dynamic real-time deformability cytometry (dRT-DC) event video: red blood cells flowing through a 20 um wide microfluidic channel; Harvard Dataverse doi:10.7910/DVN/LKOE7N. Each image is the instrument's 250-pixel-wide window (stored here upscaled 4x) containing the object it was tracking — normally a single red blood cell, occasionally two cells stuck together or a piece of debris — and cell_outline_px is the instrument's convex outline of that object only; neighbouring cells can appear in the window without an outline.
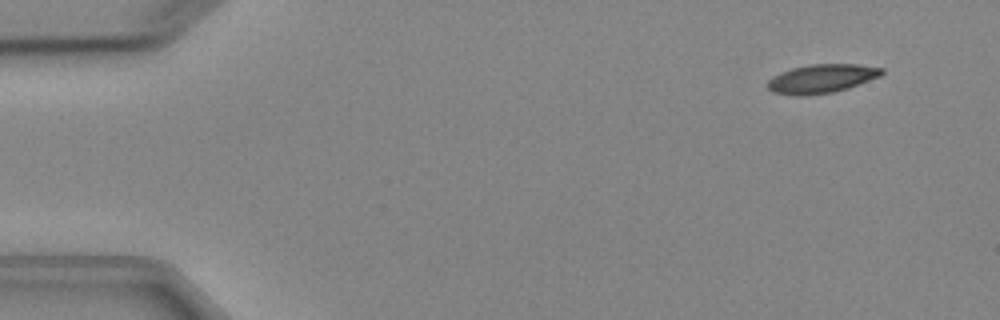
{"species": "Egyptian fruit bat (a non-hibernating species)", "species_latin": "Rousettus aegyptiacus", "temperature_condition": "cold", "stored_images_in_passage": 5, "camera_frame_rate_fps": 3000, "um_per_image_px": 0.085, "animal": {"sex": "female"}, "frame": {"image": 1, "passage_image": 1, "time_ms": 0.0, "image_size_px": [1000, 320], "cell_outline_px": [[884, 72], [880, 76], [848, 88], [832, 92], [804, 96], [796, 96], [772, 92], [764, 84], [772, 76], [780, 72], [792, 68], [808, 64], [856, 64], [884, 68]], "centroid_in_image_um": [69.79, 6.68], "position_along_channel_um": 15.2, "area_um2": 19.31}}
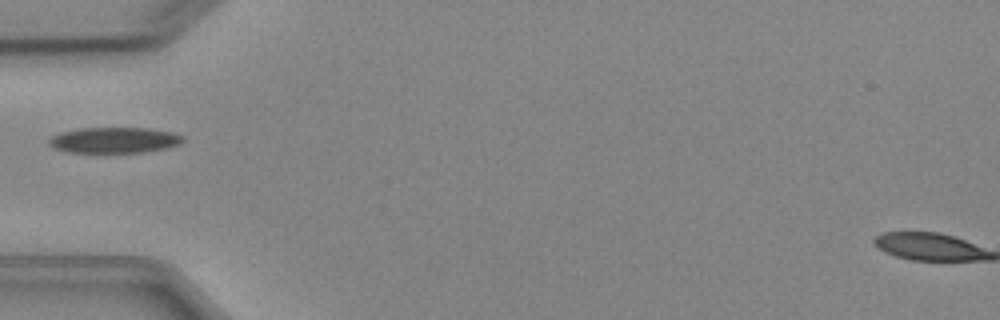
{"frame": {"image": 2, "passage_image": 4, "time_ms": 4.333, "image_size_px": [1000, 320], "cell_outline_px": [[184, 140], [180, 144], [168, 148], [144, 152], [64, 152], [52, 148], [48, 144], [48, 140], [52, 136], [60, 132], [80, 128], [148, 128], [172, 132], [184, 136]], "centroid_in_image_um": [9.7, 11.91], "position_along_channel_um": 75.3, "area_um2": 20.29}}